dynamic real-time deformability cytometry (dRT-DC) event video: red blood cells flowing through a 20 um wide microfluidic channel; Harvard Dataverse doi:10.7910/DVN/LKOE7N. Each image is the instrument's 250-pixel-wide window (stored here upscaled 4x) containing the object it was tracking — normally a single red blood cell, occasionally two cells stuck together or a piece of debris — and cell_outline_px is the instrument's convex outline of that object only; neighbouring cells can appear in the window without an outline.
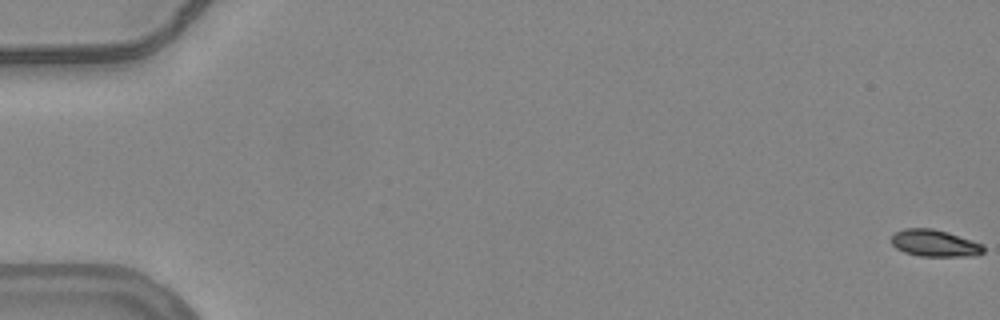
{"species": "common noctule bat (a hibernating species)", "species_latin": "Nyctalus noctula", "temperature_condition": "warm", "stored_images_in_passage": 56, "camera_frame_rate_fps": 3000, "um_per_image_px": 0.085, "animal": {"sex": "female", "body_mass_g": 24.6, "forearm_length_mm": 56.2}, "frame": {"image": 1, "passage_image": 1, "time_ms": 0.0, "image_size_px": [1000, 320], "cell_outline_px": [[984, 252], [976, 256], [920, 256], [904, 252], [896, 248], [892, 244], [892, 236], [896, 232], [904, 228], [932, 228], [948, 232], [984, 244]], "centroid_in_image_um": [79.48, 20.67], "position_along_channel_um": 5.5, "area_um2": 14.51}}
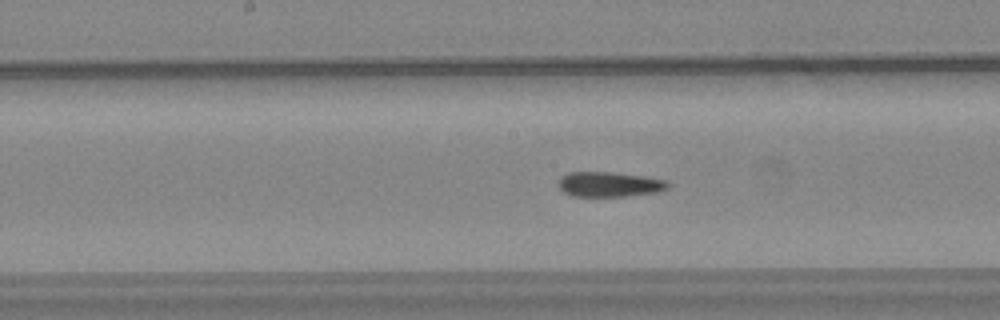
{"frame": {"image": 2, "passage_image": 30, "time_ms": 9.667, "image_size_px": [1000, 320], "cell_outline_px": [[672, 184], [668, 188], [660, 192], [624, 196], [572, 196], [564, 192], [556, 184], [560, 176], [568, 172], [612, 172], [644, 176], [668, 180]], "centroid_in_image_um": [51.81, 15.66], "position_along_channel_um": 196.4, "area_um2": 16.24}}
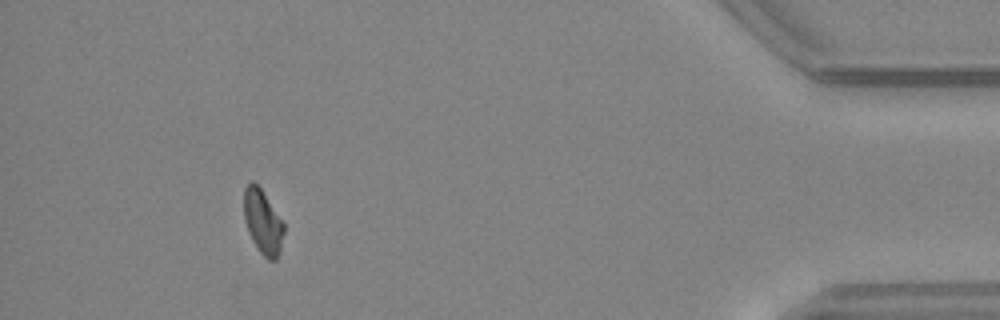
{"frame": {"image": 3, "passage_image": 52, "time_ms": 17.0, "image_size_px": [1000, 320], "cell_outline_px": [[284, 232], [280, 248], [276, 260], [268, 260], [260, 252], [252, 240], [248, 232], [244, 220], [244, 188], [252, 180], [260, 188], [284, 224]], "centroid_in_image_um": [22.32, 18.87], "position_along_channel_um": 412.9, "area_um2": 14.68}, "authors_computed_cell_mechanics": {"area_um2": 15.8372, "velocity_mm_per_s": 3.7925, "shape_relaxation_time_tau1_ms": null, "shape_relaxation_time_tau2_ms": 5.15, "deformation_change_tau1": null, "deformation_change_tau2": 0.0887}}